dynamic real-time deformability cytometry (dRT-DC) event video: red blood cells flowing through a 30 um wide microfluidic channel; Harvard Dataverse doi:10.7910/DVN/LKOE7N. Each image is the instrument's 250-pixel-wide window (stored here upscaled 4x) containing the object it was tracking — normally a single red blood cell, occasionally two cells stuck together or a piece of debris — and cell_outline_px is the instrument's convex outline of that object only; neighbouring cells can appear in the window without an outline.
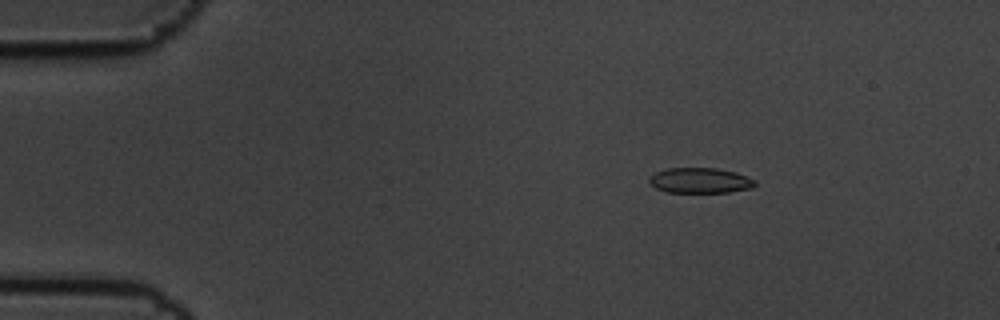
{"species": "common noctule bat (a hibernating species)", "species_latin": "Nyctalus noctula", "temperature_condition": "cold", "stored_images_in_passage": 8, "camera_frame_rate_fps": 3000, "um_per_image_px": 0.085, "animal": {"sex": "male", "body_mass_g": 19.5, "forearm_length_mm": 54.6}, "frame": {"image": 1, "passage_image": 3, "time_ms": 0.667, "image_size_px": [1000, 320], "cell_outline_px": [[756, 184], [752, 188], [728, 192], [668, 192], [656, 188], [648, 180], [656, 172], [668, 168], [716, 168], [736, 172], [756, 180]], "centroid_in_image_um": [59.54, 15.34], "position_along_channel_um": 25.5, "area_um2": 15.49}}
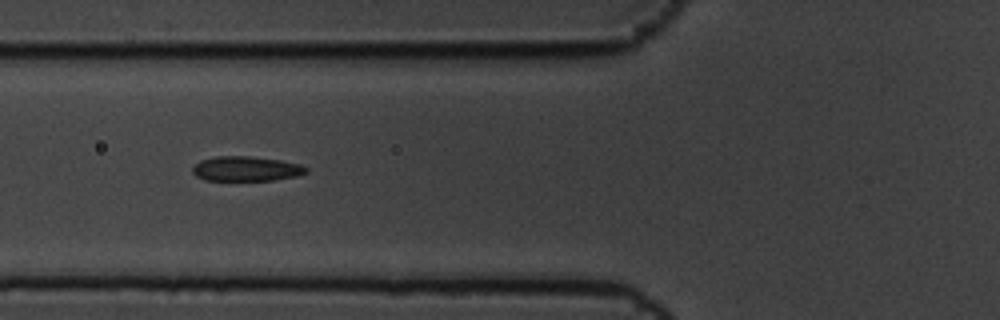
{"frame": {"image": 2, "passage_image": 7, "time_ms": 2.0, "image_size_px": [1000, 320], "cell_outline_px": [[308, 172], [296, 176], [272, 180], [204, 180], [196, 176], [192, 172], [192, 168], [200, 160], [216, 156], [248, 156], [280, 160], [300, 164], [308, 168]], "centroid_in_image_um": [20.91, 14.34], "position_along_channel_um": 104.9, "area_um2": 16.36}}
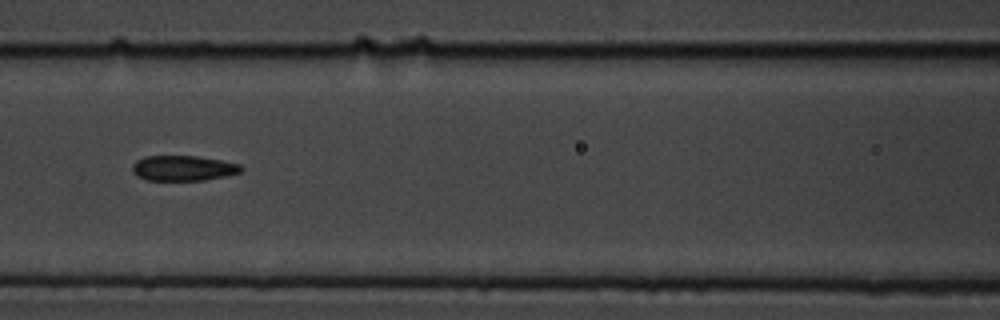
{"frame": {"image": 3, "passage_image": 8, "time_ms": 2.333, "image_size_px": [1000, 320], "cell_outline_px": [[244, 168], [240, 172], [224, 176], [204, 180], [148, 180], [136, 176], [132, 172], [132, 164], [136, 160], [144, 156], [196, 156], [220, 160], [240, 164]], "centroid_in_image_um": [15.54, 14.29], "position_along_channel_um": 151.1, "area_um2": 16.01}}